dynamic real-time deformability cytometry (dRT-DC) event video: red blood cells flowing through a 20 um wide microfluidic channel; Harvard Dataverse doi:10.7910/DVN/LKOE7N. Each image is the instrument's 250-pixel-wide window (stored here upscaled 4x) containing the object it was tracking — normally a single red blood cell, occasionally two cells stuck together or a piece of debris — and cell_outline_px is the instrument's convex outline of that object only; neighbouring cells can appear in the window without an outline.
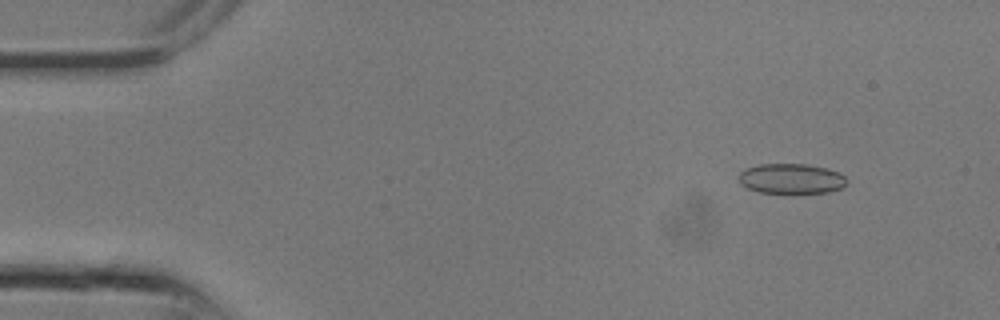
{"species": "common noctule bat (a hibernating species)", "species_latin": "Nyctalus noctula", "temperature_condition": "room temperature", "stored_images_in_passage": 8, "camera_frame_rate_fps": 3000, "um_per_image_px": 0.085, "animal": {"sex": "male", "body_mass_g": 13.3}, "frame": {"image": 1, "passage_image": 3, "time_ms": 0.667, "image_size_px": [1000, 320], "cell_outline_px": [[848, 184], [840, 188], [828, 192], [792, 196], [760, 192], [748, 188], [740, 184], [740, 172], [744, 168], [760, 164], [808, 164], [828, 168], [840, 172], [848, 180]], "centroid_in_image_um": [67.3, 15.23], "position_along_channel_um": 17.7, "area_um2": 19.88}}
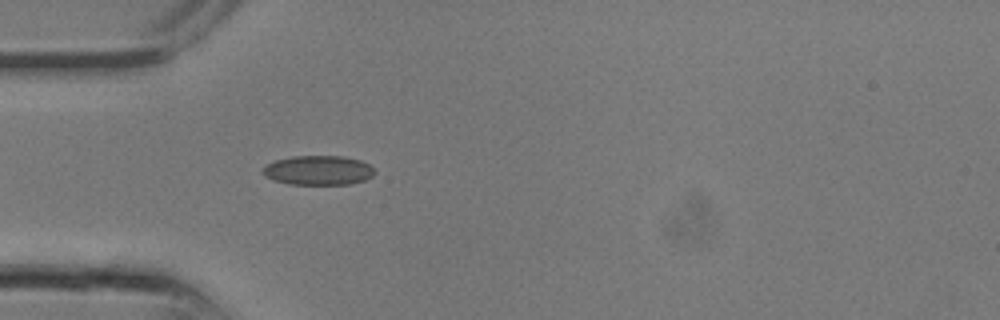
{"frame": {"image": 2, "passage_image": 8, "time_ms": 2.333, "image_size_px": [1000, 320], "cell_outline_px": [[376, 172], [372, 176], [364, 180], [348, 184], [292, 184], [276, 180], [264, 176], [264, 168], [268, 164], [276, 160], [292, 156], [344, 156], [360, 160], [368, 164]], "centroid_in_image_um": [27.09, 14.47], "position_along_channel_um": 57.9, "area_um2": 18.9}}